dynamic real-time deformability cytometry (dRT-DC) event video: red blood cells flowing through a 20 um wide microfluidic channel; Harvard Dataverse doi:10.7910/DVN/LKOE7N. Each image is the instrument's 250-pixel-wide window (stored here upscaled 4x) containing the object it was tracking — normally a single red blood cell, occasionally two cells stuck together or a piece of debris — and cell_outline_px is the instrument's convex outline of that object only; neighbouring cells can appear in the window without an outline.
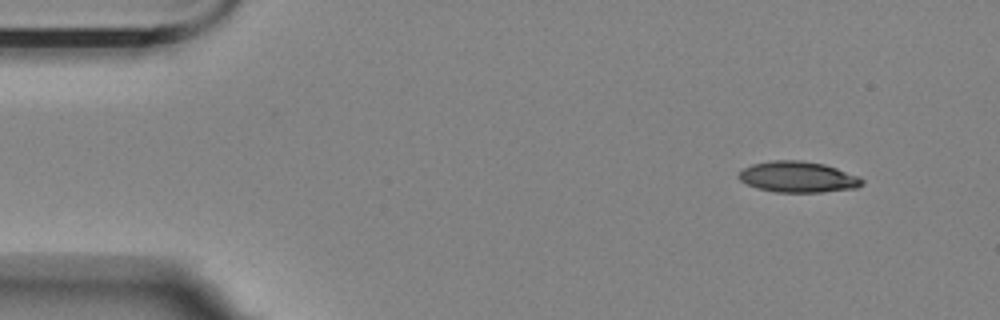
{"species": "Egyptian fruit bat (a non-hibernating species)", "species_latin": "Rousettus aegyptiacus", "temperature_condition": "room temperature", "stored_images_in_passage": 10, "camera_frame_rate_fps": 3000, "um_per_image_px": 0.085, "animal": {"sex": "female"}, "frame": {"image": 1, "passage_image": 1, "time_ms": 0.0, "image_size_px": [1000, 320], "cell_outline_px": [[864, 184], [856, 188], [820, 192], [776, 192], [760, 188], [748, 184], [740, 180], [736, 176], [744, 168], [752, 164], [772, 160], [800, 160], [824, 164], [836, 168], [856, 176], [864, 180]], "centroid_in_image_um": [67.82, 15.03], "position_along_channel_um": 17.2, "area_um2": 22.02}}
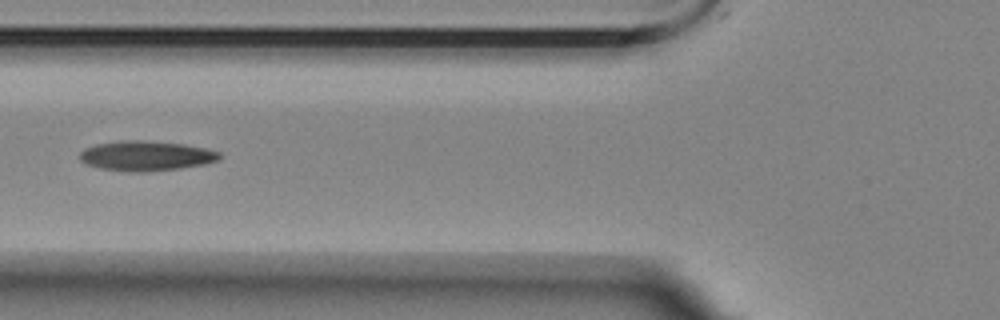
{"frame": {"image": 2, "passage_image": 5, "time_ms": 5.333, "image_size_px": [1000, 320], "cell_outline_px": [[220, 160], [204, 164], [180, 168], [148, 172], [128, 172], [100, 168], [84, 164], [80, 160], [80, 152], [84, 148], [96, 144], [124, 140], [144, 140], [184, 144], [208, 148], [220, 152]], "centroid_in_image_um": [12.42, 13.25], "position_along_channel_um": 113.4, "area_um2": 24.62}}
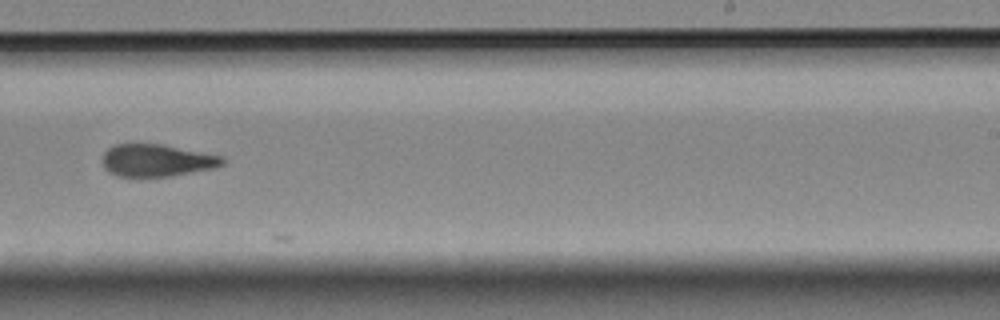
{"frame": {"image": 3, "passage_image": 9, "time_ms": 10.0, "image_size_px": [1000, 320], "cell_outline_px": [[228, 160], [224, 164], [212, 168], [172, 176], [120, 176], [108, 172], [104, 168], [104, 152], [108, 148], [116, 144], [164, 144], [224, 156]], "centroid_in_image_um": [13.38, 13.62], "position_along_channel_um": 275.6, "area_um2": 22.6}}